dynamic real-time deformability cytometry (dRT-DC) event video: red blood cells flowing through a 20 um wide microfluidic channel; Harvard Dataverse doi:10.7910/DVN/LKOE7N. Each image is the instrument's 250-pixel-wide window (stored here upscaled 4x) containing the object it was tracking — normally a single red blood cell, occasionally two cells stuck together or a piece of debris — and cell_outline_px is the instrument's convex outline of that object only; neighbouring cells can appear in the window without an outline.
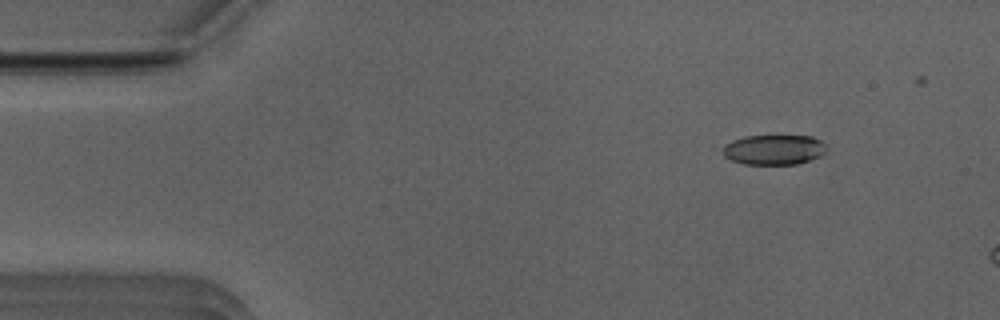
{"species": "Egyptian fruit bat (a non-hibernating species)", "species_latin": "Rousettus aegyptiacus", "temperature_condition": "room temperature", "stored_images_in_passage": 12, "camera_frame_rate_fps": 3000, "um_per_image_px": 0.085, "animal": {"sex": "male"}, "frame": {"image": 1, "passage_image": 6, "time_ms": 1.667, "image_size_px": [1000, 320], "cell_outline_px": [[828, 148], [820, 156], [796, 164], [744, 164], [732, 160], [724, 156], [724, 144], [732, 140], [744, 136], [812, 136], [820, 140]], "centroid_in_image_um": [65.78, 12.72], "position_along_channel_um": 19.2, "area_um2": 18.03}}